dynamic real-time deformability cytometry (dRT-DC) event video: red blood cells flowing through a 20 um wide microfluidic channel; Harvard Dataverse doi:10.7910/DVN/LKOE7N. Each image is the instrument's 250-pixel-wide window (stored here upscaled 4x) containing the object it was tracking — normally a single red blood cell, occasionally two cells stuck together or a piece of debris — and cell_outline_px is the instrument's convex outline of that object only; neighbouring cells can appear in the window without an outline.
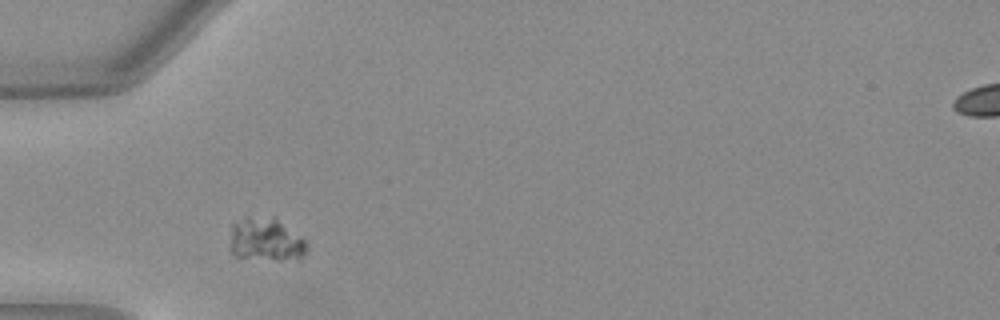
{"species": "Egyptian fruit bat (a non-hibernating species)", "species_latin": "Rousettus aegyptiacus", "temperature_condition": "warm", "stored_images_in_passage": 2, "camera_frame_rate_fps": 3000, "um_per_image_px": 0.085, "animal": {"sex": "female"}, "frame": {"image": 1, "passage_image": 1, "time_ms": 0.0, "image_size_px": [1000, 320], "cell_outline_px": [[308, 248], [304, 256], [300, 260], [276, 260], [236, 256], [228, 248], [232, 224], [244, 220], [272, 216], [276, 216], [300, 236], [308, 244]], "centroid_in_image_um": [22.65, 20.4], "position_along_channel_um": 62.4, "area_um2": 19.48}}